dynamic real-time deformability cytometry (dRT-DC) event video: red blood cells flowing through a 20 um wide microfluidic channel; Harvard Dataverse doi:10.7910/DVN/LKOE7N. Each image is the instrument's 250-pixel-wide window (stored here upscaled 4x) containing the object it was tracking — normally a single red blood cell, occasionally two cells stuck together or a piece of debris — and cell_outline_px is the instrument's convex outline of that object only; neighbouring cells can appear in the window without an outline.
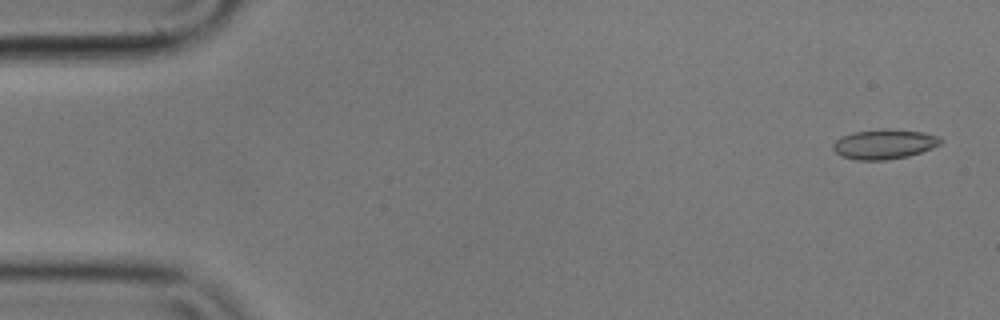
{"species": "common noctule bat (a hibernating species)", "species_latin": "Nyctalus noctula", "temperature_condition": "cold", "stored_images_in_passage": 55, "camera_frame_rate_fps": 3000, "um_per_image_px": 0.085, "animal": {"sex": "male", "body_mass_g": 17.9}, "frame": {"image": 1, "passage_image": 2, "time_ms": 0.333, "image_size_px": [1000, 320], "cell_outline_px": [[944, 140], [940, 144], [932, 148], [908, 156], [884, 160], [856, 160], [844, 156], [836, 152], [832, 148], [832, 144], [840, 136], [852, 132], [888, 128], [920, 132], [936, 136]], "centroid_in_image_um": [75.13, 12.24], "position_along_channel_um": 9.9, "area_um2": 18.55}}
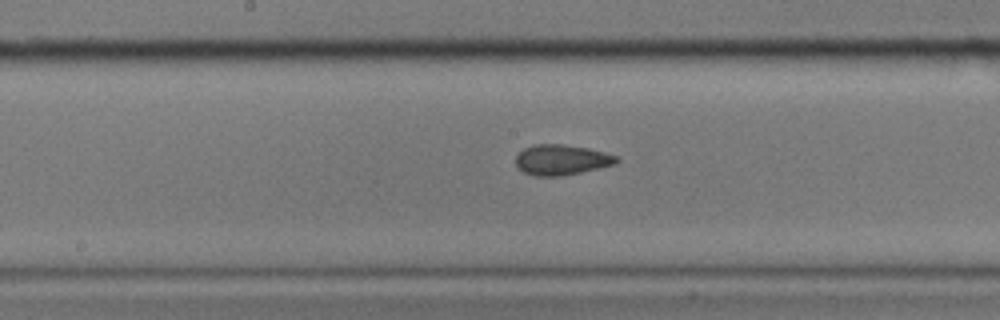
{"frame": {"image": 2, "passage_image": 28, "time_ms": 9.0, "image_size_px": [1000, 320], "cell_outline_px": [[620, 160], [616, 164], [580, 172], [560, 176], [532, 176], [524, 172], [516, 164], [516, 156], [524, 148], [532, 144], [560, 144], [588, 148], [620, 156]], "centroid_in_image_um": [47.75, 13.58], "position_along_channel_um": 200.5, "area_um2": 17.86}}
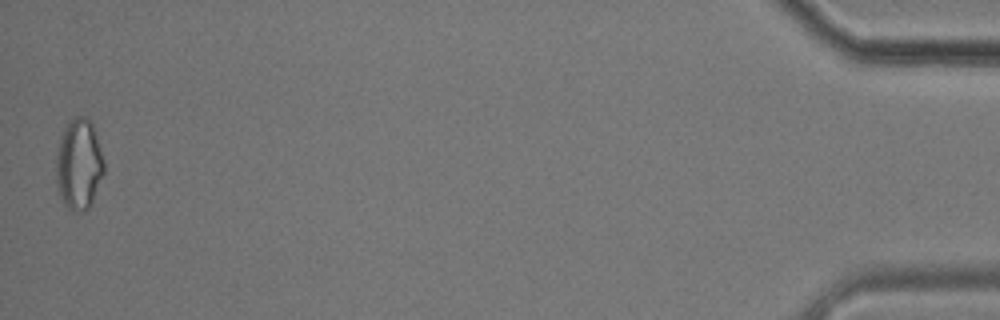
{"frame": {"image": 3, "passage_image": 55, "time_ms": 18.0, "image_size_px": [1000, 320], "cell_outline_px": [[104, 172], [92, 200], [88, 208], [84, 212], [80, 212], [68, 208], [64, 204], [56, 184], [56, 156], [60, 136], [68, 120], [76, 116], [84, 116], [92, 124], [104, 160]], "centroid_in_image_um": [6.68, 13.95], "position_along_channel_um": 428.5, "area_um2": 25.2}, "authors_computed_cell_mechanics": {"area_um2": 18.1492, "velocity_mm_per_s": 3.5709, "shape_relaxation_time_tau1_ms": 6.9766, "shape_relaxation_time_tau2_ms": 3.2142, "deformation_change_tau1": 0.0952, "deformation_change_tau2": 0.0849}}